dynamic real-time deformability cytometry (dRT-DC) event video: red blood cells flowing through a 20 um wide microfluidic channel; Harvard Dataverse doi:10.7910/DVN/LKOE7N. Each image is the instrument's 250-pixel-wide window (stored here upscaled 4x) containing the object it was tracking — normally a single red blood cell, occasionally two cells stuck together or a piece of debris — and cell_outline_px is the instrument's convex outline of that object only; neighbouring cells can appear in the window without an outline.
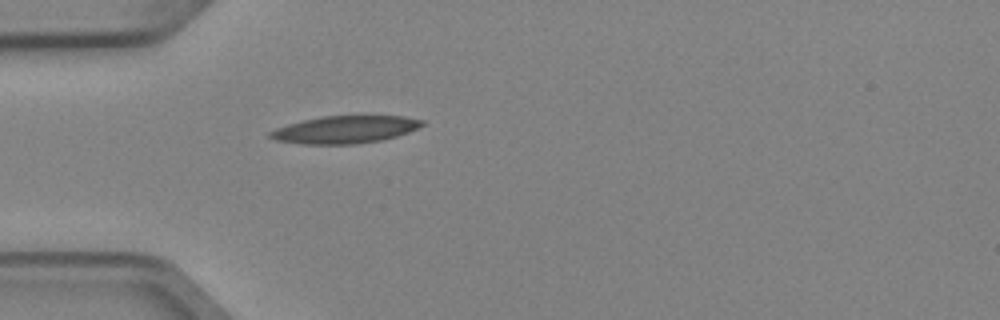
{"species": "Egyptian fruit bat (a non-hibernating species)", "species_latin": "Rousettus aegyptiacus", "temperature_condition": "cold", "stored_images_in_passage": 1, "camera_frame_rate_fps": 3000, "um_per_image_px": 0.085, "animal": {"sex": "female"}, "frame": {"image": 1, "passage_image": 1, "time_ms": 0.0, "image_size_px": [1000, 320], "cell_outline_px": [[424, 124], [408, 132], [396, 136], [380, 140], [352, 144], [304, 144], [276, 140], [268, 136], [268, 132], [276, 128], [288, 124], [304, 120], [324, 116], [404, 116], [424, 120]], "centroid_in_image_um": [29.31, 11.01], "position_along_channel_um": 55.7, "area_um2": 24.04}}